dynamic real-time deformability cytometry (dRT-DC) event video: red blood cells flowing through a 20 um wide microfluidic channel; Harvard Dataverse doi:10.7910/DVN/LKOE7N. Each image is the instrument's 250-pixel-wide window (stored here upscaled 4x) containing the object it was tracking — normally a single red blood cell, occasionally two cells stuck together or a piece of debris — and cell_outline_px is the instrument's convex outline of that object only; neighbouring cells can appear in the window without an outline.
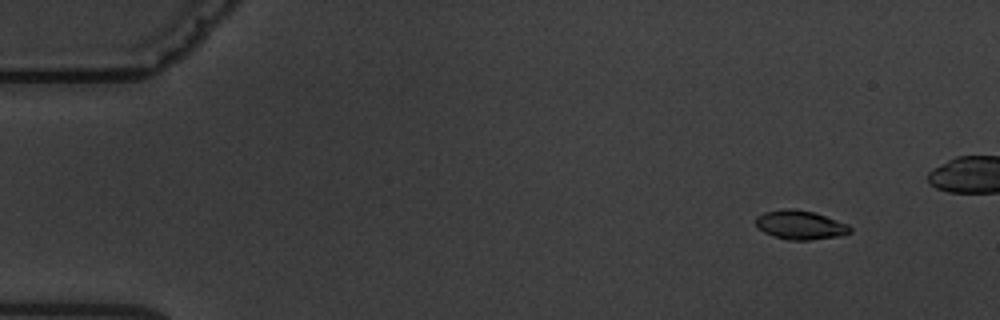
{"species": "common noctule bat (a hibernating species)", "species_latin": "Nyctalus noctula", "temperature_condition": "warm", "stored_images_in_passage": 6, "segment_of_instrument_passage": [1, 2], "camera_frame_rate_fps": 3000, "um_per_image_px": 0.085, "animal": {"sex": "male", "body_mass_g": 19.5, "forearm_length_mm": 54.6}, "frame": {"image": 1, "passage_image": 2, "time_ms": 1.0, "image_size_px": [1000, 320], "cell_outline_px": [[852, 232], [840, 236], [808, 240], [788, 240], [772, 236], [764, 232], [756, 224], [756, 216], [764, 212], [784, 208], [792, 208], [812, 212], [848, 224], [852, 228]], "centroid_in_image_um": [68.02, 19.12], "position_along_channel_um": 17.0, "area_um2": 15.9}}